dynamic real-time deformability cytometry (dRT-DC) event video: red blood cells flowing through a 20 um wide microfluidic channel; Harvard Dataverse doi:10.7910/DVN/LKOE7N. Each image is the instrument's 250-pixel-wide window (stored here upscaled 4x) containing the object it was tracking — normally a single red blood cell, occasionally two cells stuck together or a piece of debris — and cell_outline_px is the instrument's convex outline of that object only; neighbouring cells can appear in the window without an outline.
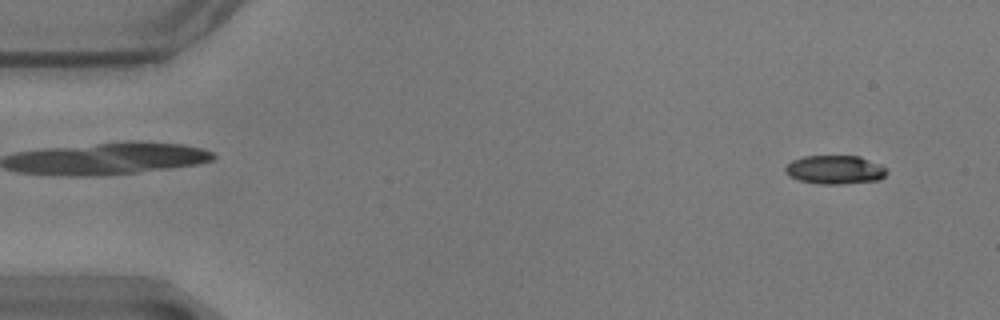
{"species": "common noctule bat (a hibernating species)", "species_latin": "Nyctalus noctula", "temperature_condition": "warm", "stored_images_in_passage": 57, "camera_frame_rate_fps": 3000, "um_per_image_px": 0.085, "animal": {"sex": "male", "body_mass_g": 17.9}, "frame": {"image": 1, "passage_image": 4, "time_ms": 1.0, "image_size_px": [1000, 320], "cell_outline_px": [[888, 172], [880, 180], [844, 184], [816, 184], [800, 180], [788, 176], [784, 172], [784, 168], [792, 160], [804, 156], [860, 156], [880, 164]], "centroid_in_image_um": [70.96, 14.43], "position_along_channel_um": 14.0, "area_um2": 17.11}}
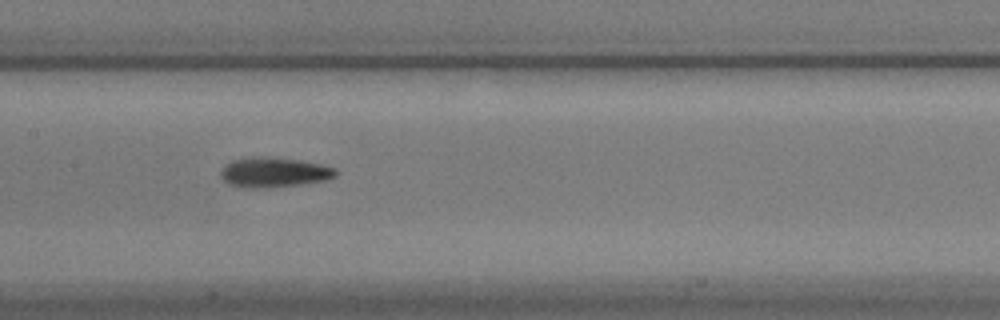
{"frame": {"image": 2, "passage_image": 28, "time_ms": 9.0, "image_size_px": [1000, 320], "cell_outline_px": [[340, 172], [336, 176], [328, 180], [300, 184], [264, 188], [248, 188], [228, 184], [220, 176], [220, 172], [224, 164], [232, 160], [252, 156], [268, 156], [300, 160], [320, 164], [336, 168]], "centroid_in_image_um": [23.29, 14.63], "position_along_channel_um": 184.1, "area_um2": 20.4}}
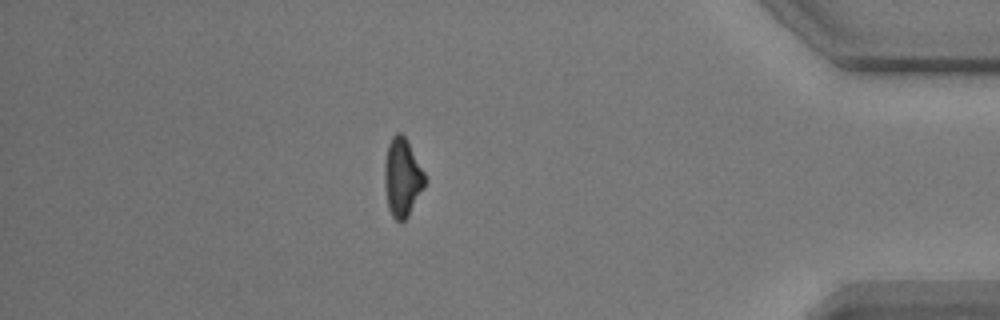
{"frame": {"image": 3, "passage_image": 50, "time_ms": 16.333, "image_size_px": [1000, 320], "cell_outline_px": [[428, 180], [424, 188], [408, 216], [404, 220], [396, 220], [392, 216], [388, 208], [384, 184], [384, 164], [388, 144], [392, 136], [396, 132], [400, 132], [404, 136], [424, 172]], "centroid_in_image_um": [34.19, 15.09], "position_along_channel_um": 401.0, "area_um2": 18.38}, "authors_computed_cell_mechanics": {"area_um2": 18.0914, "velocity_mm_per_s": 3.4977, "shape_relaxation_time_tau1_ms": 4.0208, "shape_relaxation_time_tau2_ms": 4.2415, "deformation_change_tau1": 0.1567, "deformation_change_tau2": 0.1252}}